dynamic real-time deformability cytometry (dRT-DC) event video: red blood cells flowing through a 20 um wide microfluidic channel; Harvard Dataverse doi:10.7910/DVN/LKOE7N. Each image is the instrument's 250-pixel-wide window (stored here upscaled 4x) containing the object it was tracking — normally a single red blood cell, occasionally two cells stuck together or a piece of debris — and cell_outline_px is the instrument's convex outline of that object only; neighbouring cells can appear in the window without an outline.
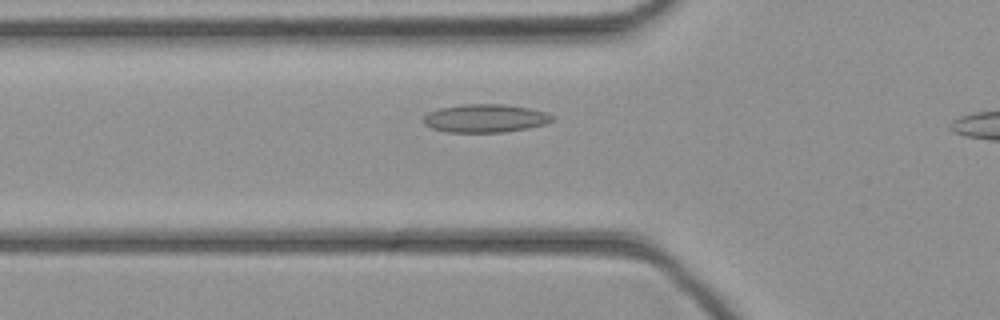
{"species": "common noctule bat (a hibernating species)", "species_latin": "Nyctalus noctula", "temperature_condition": "cold", "stored_images_in_passage": 35, "camera_frame_rate_fps": 3000, "um_per_image_px": 0.085, "animal": {"sex": "female", "body_mass_g": 21.9}, "frame": {"image": 1, "passage_image": 12, "time_ms": 3.667, "image_size_px": [1000, 320], "cell_outline_px": [[556, 120], [544, 124], [528, 128], [504, 132], [448, 132], [432, 128], [424, 124], [424, 116], [428, 112], [440, 108], [464, 104], [508, 104], [548, 112], [556, 116]], "centroid_in_image_um": [41.31, 10.05], "position_along_channel_um": 84.5, "area_um2": 21.33}}
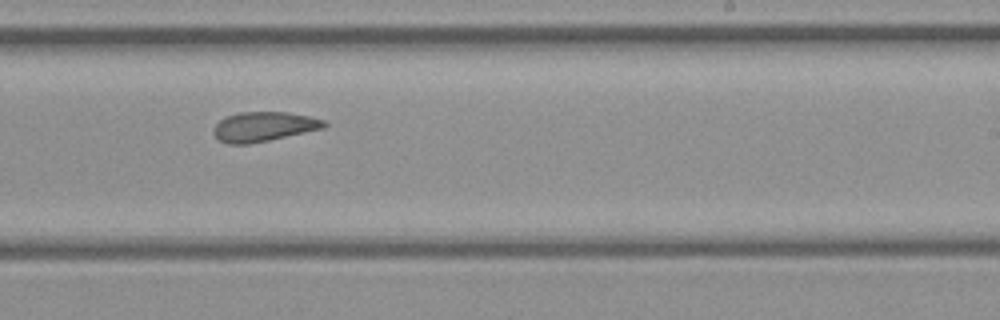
{"frame": {"image": 2, "passage_image": 24, "time_ms": 7.667, "image_size_px": [1000, 320], "cell_outline_px": [[328, 124], [324, 128], [268, 140], [248, 144], [228, 144], [220, 140], [212, 132], [212, 128], [220, 120], [228, 116], [240, 112], [288, 112], [308, 116], [324, 120]], "centroid_in_image_um": [22.41, 10.76], "position_along_channel_um": 266.6, "area_um2": 18.9}}
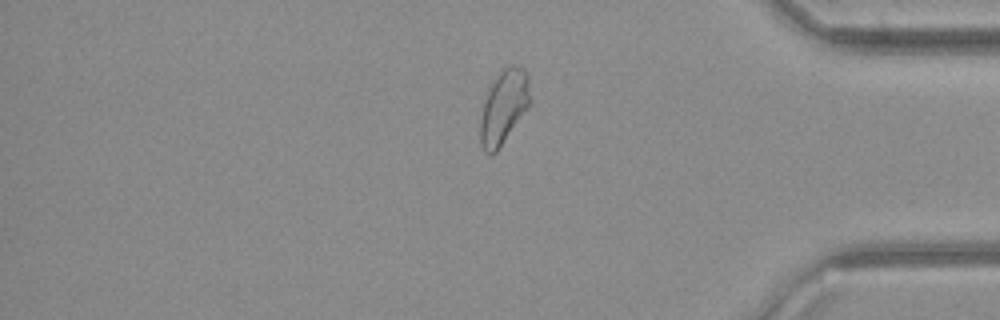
{"frame": {"image": 3, "passage_image": 34, "time_ms": 11.0, "image_size_px": [1000, 320], "cell_outline_px": [[528, 108], [496, 152], [492, 156], [488, 156], [484, 152], [480, 144], [480, 120], [488, 88], [496, 76], [508, 64], [516, 64], [524, 68], [528, 76]], "centroid_in_image_um": [42.79, 9.1], "position_along_channel_um": 392.4, "area_um2": 21.33}}